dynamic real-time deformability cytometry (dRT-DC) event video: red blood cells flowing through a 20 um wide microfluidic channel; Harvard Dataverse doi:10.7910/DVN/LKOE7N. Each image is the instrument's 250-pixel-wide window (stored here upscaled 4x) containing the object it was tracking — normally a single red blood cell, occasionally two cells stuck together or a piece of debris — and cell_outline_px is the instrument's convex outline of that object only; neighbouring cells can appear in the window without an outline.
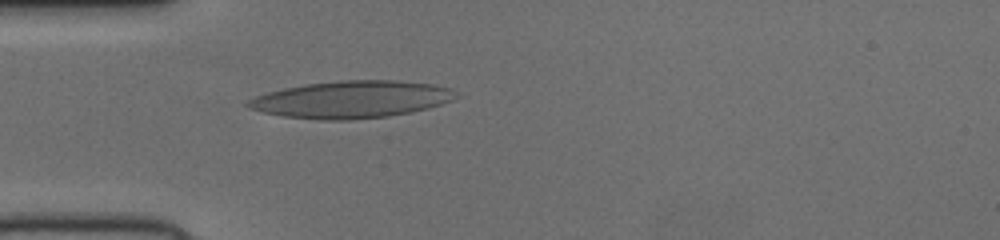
{"species": "human", "species_latin": "Homo sapiens", "temperature_condition": "cold", "stored_images_in_passage": 40, "camera_frame_rate_fps": 3000, "um_per_image_px": 0.085, "donor": {"sex": "female"}, "frame": {"image": 1, "passage_image": 4, "time_ms": 1.0, "image_size_px": [1000, 240], "cell_outline_px": [[460, 96], [452, 100], [428, 108], [388, 116], [348, 120], [320, 120], [284, 116], [264, 112], [248, 108], [244, 104], [248, 100], [256, 96], [268, 92], [284, 88], [304, 84], [340, 80], [396, 80], [432, 84], [452, 88]], "centroid_in_image_um": [29.87, 8.44], "position_along_channel_um": 55.1, "area_um2": 45.03}}
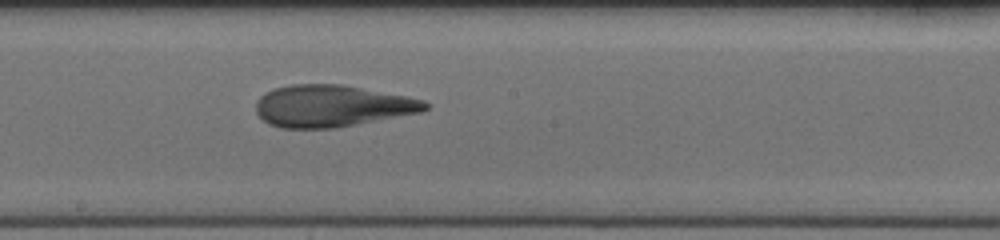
{"frame": {"image": 2, "passage_image": 17, "time_ms": 5.333, "image_size_px": [1000, 240], "cell_outline_px": [[428, 108], [420, 112], [336, 128], [280, 128], [268, 124], [256, 112], [256, 100], [260, 96], [272, 88], [292, 84], [340, 84], [408, 96], [424, 100], [428, 104]], "centroid_in_image_um": [28.18, 9.0], "position_along_channel_um": 220.0, "area_um2": 41.27}}
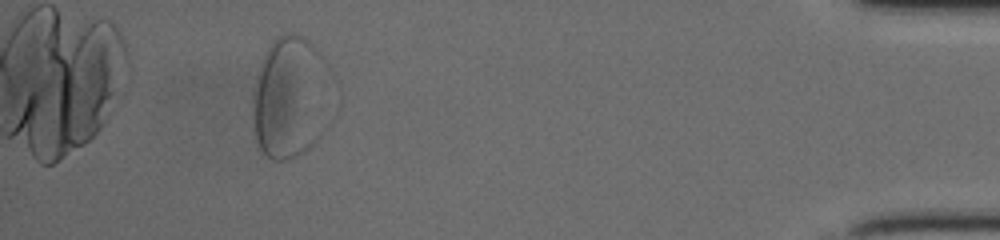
{"frame": {"image": 3, "passage_image": 36, "time_ms": 11.667, "image_size_px": [1000, 240], "cell_outline_px": [[332, 72], [328, 128], [304, 152], [288, 160], [272, 160], [260, 148], [256, 140], [252, 120], [252, 92], [264, 52], [272, 40], [284, 32], [292, 32], [300, 36], [312, 44], [320, 52], [332, 68]], "centroid_in_image_um": [24.72, 8.26], "position_along_channel_um": 410.5, "area_um2": 57.68}}